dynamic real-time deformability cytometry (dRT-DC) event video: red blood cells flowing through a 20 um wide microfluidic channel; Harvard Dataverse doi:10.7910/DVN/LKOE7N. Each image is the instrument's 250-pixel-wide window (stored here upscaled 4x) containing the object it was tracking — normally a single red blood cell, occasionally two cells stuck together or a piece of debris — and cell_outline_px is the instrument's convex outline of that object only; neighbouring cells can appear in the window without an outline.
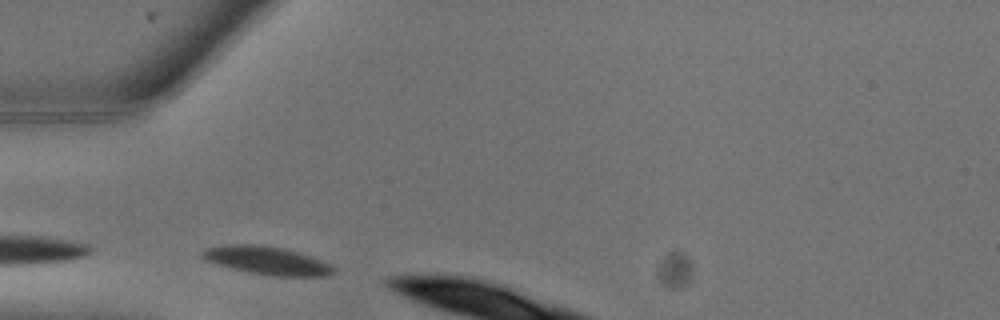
{"species": "common noctule bat (a hibernating species)", "species_latin": "Nyctalus noctula", "temperature_condition": "warm", "stored_images_in_passage": 5, "camera_frame_rate_fps": 3000, "um_per_image_px": 0.085, "animal": {"sex": "male", "body_mass_g": 13.3}, "frame": {"image": 1, "passage_image": 1, "time_ms": 0.0, "image_size_px": [1000, 320], "cell_outline_px": [[336, 268], [328, 276], [276, 276], [248, 272], [232, 268], [204, 260], [200, 256], [200, 252], [208, 248], [224, 244], [260, 244], [284, 248], [320, 260]], "centroid_in_image_um": [22.63, 22.13], "position_along_channel_um": 62.4, "area_um2": 21.33}}